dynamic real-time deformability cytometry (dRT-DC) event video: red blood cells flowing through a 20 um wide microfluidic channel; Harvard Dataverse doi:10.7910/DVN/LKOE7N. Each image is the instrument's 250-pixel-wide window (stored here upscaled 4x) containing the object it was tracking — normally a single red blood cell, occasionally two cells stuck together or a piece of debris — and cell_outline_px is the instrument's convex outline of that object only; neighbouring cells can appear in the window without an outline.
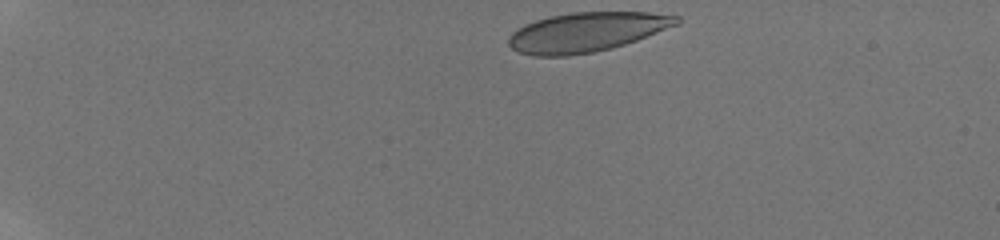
{"species": "human", "species_latin": "Homo sapiens", "temperature_condition": "room temperature", "stored_images_in_passage": 43, "camera_frame_rate_fps": 3000, "um_per_image_px": 0.085, "donor": {"sex": "male"}, "frame": {"image": 1, "passage_image": 1, "time_ms": 0.0, "image_size_px": [1000, 240], "cell_outline_px": [[680, 24], [636, 40], [612, 48], [592, 52], [568, 56], [532, 56], [520, 52], [512, 48], [508, 44], [508, 36], [512, 32], [524, 24], [548, 16], [572, 12], [648, 12], [680, 16]], "centroid_in_image_um": [49.85, 2.72], "position_along_channel_um": 35.2, "area_um2": 38.73}}
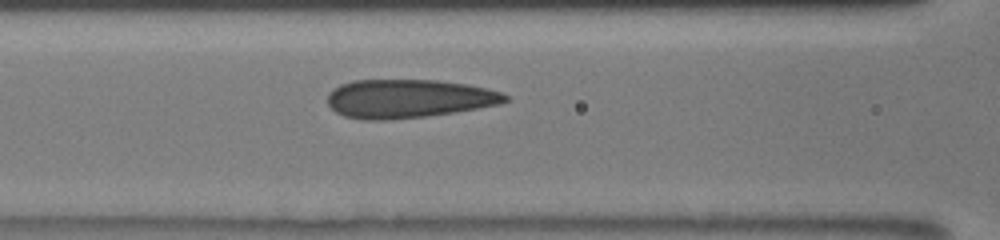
{"frame": {"image": 2, "passage_image": 16, "time_ms": 5.0, "image_size_px": [1000, 240], "cell_outline_px": [[508, 100], [500, 104], [452, 112], [424, 116], [388, 120], [364, 120], [344, 116], [336, 112], [328, 104], [328, 92], [332, 88], [340, 84], [352, 80], [436, 80], [468, 84], [488, 88], [500, 92], [508, 96]], "centroid_in_image_um": [34.68, 8.37], "position_along_channel_um": 131.9, "area_um2": 39.94}}
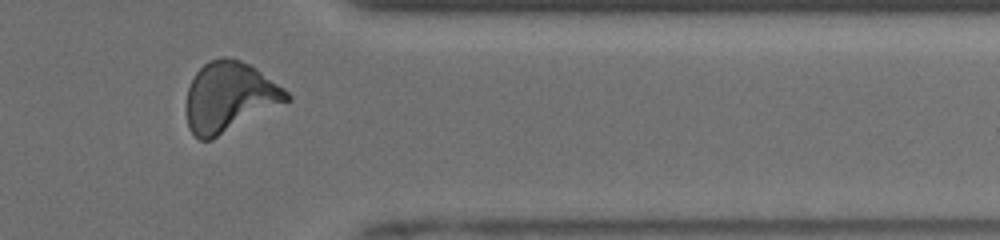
{"frame": {"image": 3, "passage_image": 36, "time_ms": 11.667, "image_size_px": [1000, 240], "cell_outline_px": [[292, 100], [212, 140], [200, 140], [188, 128], [184, 108], [188, 88], [196, 72], [204, 64], [212, 60], [224, 56], [240, 60], [248, 64], [284, 88], [292, 96]], "centroid_in_image_um": [19.49, 8.28], "position_along_channel_um": 391.9, "area_um2": 41.15}, "authors_computed_cell_mechanics": {"area_um2": 39.1306, "velocity_mm_per_s": 3.9596, "shape_relaxation_time_tau1_ms": 8.9177, "shape_relaxation_time_tau2_ms": 1.0929, "deformation_change_tau1": 0.2063, "deformation_change_tau2": 0.0814}}